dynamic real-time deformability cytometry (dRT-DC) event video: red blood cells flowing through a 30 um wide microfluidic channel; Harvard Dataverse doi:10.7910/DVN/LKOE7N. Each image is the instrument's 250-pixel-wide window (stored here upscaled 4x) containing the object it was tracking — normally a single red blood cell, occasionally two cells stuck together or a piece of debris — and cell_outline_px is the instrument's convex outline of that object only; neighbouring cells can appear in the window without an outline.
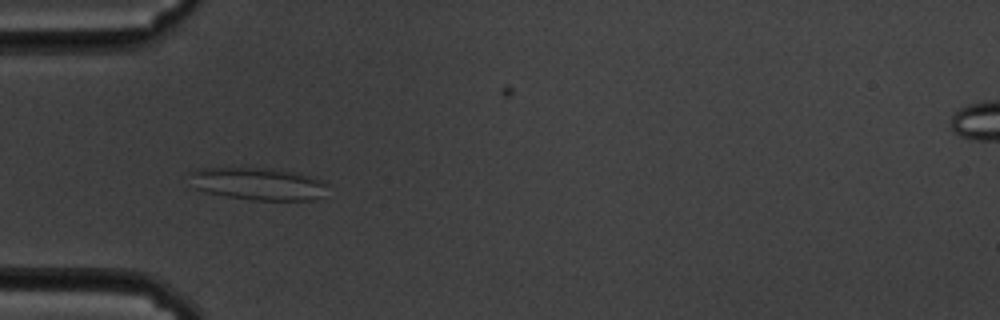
{"species": "common noctule bat (a hibernating species)", "species_latin": "Nyctalus noctula", "temperature_condition": "cold", "stored_images_in_passage": 7, "camera_frame_rate_fps": 3000, "um_per_image_px": 0.085, "animal": {"sex": "male", "body_mass_g": 19.5, "forearm_length_mm": 54.6}, "frame": {"image": 1, "passage_image": 3, "time_ms": 0.667, "image_size_px": [1000, 320], "cell_outline_px": [[332, 184], [324, 196], [312, 200], [252, 200], [224, 196], [208, 192], [196, 188], [188, 172], [200, 168], [268, 168], [292, 172], [324, 180]], "centroid_in_image_um": [22.02, 15.63], "position_along_channel_um": 63.0, "area_um2": 26.24}}
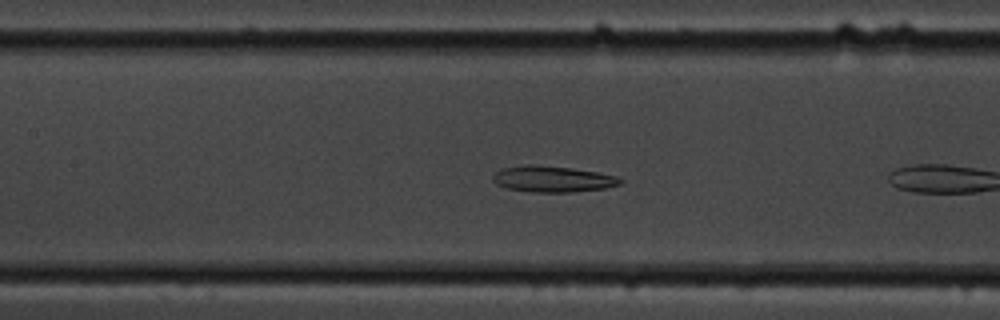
{"frame": {"image": 2, "passage_image": 6, "time_ms": 1.667, "image_size_px": [1000, 320], "cell_outline_px": [[624, 180], [620, 184], [604, 188], [572, 192], [528, 192], [508, 188], [496, 184], [492, 180], [492, 176], [496, 172], [504, 168], [528, 164], [536, 164], [572, 168], [596, 172], [616, 176]], "centroid_in_image_um": [46.96, 15.21], "position_along_channel_um": 160.4, "area_um2": 19.36}}